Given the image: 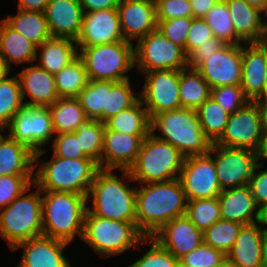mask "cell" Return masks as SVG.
Returning <instances> with one entry per match:
<instances>
[{
	"instance_id": "cell-1",
	"label": "cell",
	"mask_w": 267,
	"mask_h": 267,
	"mask_svg": "<svg viewBox=\"0 0 267 267\" xmlns=\"http://www.w3.org/2000/svg\"><path fill=\"white\" fill-rule=\"evenodd\" d=\"M136 187V226L145 237H152L172 219L186 215L187 199L179 178L136 183Z\"/></svg>"
},
{
	"instance_id": "cell-2",
	"label": "cell",
	"mask_w": 267,
	"mask_h": 267,
	"mask_svg": "<svg viewBox=\"0 0 267 267\" xmlns=\"http://www.w3.org/2000/svg\"><path fill=\"white\" fill-rule=\"evenodd\" d=\"M131 183L136 184L129 170L99 169L87 195V210L115 221L136 222L137 187Z\"/></svg>"
},
{
	"instance_id": "cell-3",
	"label": "cell",
	"mask_w": 267,
	"mask_h": 267,
	"mask_svg": "<svg viewBox=\"0 0 267 267\" xmlns=\"http://www.w3.org/2000/svg\"><path fill=\"white\" fill-rule=\"evenodd\" d=\"M49 146L34 154V184L41 191L72 192L87 196L93 183L98 163L91 158L68 159L50 153V160L43 155ZM37 168V169H36Z\"/></svg>"
},
{
	"instance_id": "cell-4",
	"label": "cell",
	"mask_w": 267,
	"mask_h": 267,
	"mask_svg": "<svg viewBox=\"0 0 267 267\" xmlns=\"http://www.w3.org/2000/svg\"><path fill=\"white\" fill-rule=\"evenodd\" d=\"M86 210L85 195L42 191L43 235L69 244L75 243L77 237H82Z\"/></svg>"
},
{
	"instance_id": "cell-5",
	"label": "cell",
	"mask_w": 267,
	"mask_h": 267,
	"mask_svg": "<svg viewBox=\"0 0 267 267\" xmlns=\"http://www.w3.org/2000/svg\"><path fill=\"white\" fill-rule=\"evenodd\" d=\"M150 133L169 142L185 157L209 153L212 142L205 136L196 110L179 108L151 118Z\"/></svg>"
},
{
	"instance_id": "cell-6",
	"label": "cell",
	"mask_w": 267,
	"mask_h": 267,
	"mask_svg": "<svg viewBox=\"0 0 267 267\" xmlns=\"http://www.w3.org/2000/svg\"><path fill=\"white\" fill-rule=\"evenodd\" d=\"M82 242L101 258L120 256L146 244V237L136 226V222L115 221L103 218L86 210L84 216Z\"/></svg>"
},
{
	"instance_id": "cell-7",
	"label": "cell",
	"mask_w": 267,
	"mask_h": 267,
	"mask_svg": "<svg viewBox=\"0 0 267 267\" xmlns=\"http://www.w3.org/2000/svg\"><path fill=\"white\" fill-rule=\"evenodd\" d=\"M42 235V191L33 183L0 209V236L11 251L19 243Z\"/></svg>"
},
{
	"instance_id": "cell-8",
	"label": "cell",
	"mask_w": 267,
	"mask_h": 267,
	"mask_svg": "<svg viewBox=\"0 0 267 267\" xmlns=\"http://www.w3.org/2000/svg\"><path fill=\"white\" fill-rule=\"evenodd\" d=\"M184 160L185 156L172 144L149 133L129 172L136 183L167 182L179 178Z\"/></svg>"
},
{
	"instance_id": "cell-9",
	"label": "cell",
	"mask_w": 267,
	"mask_h": 267,
	"mask_svg": "<svg viewBox=\"0 0 267 267\" xmlns=\"http://www.w3.org/2000/svg\"><path fill=\"white\" fill-rule=\"evenodd\" d=\"M89 80L122 81L135 70L134 43L118 41L95 46H78Z\"/></svg>"
},
{
	"instance_id": "cell-10",
	"label": "cell",
	"mask_w": 267,
	"mask_h": 267,
	"mask_svg": "<svg viewBox=\"0 0 267 267\" xmlns=\"http://www.w3.org/2000/svg\"><path fill=\"white\" fill-rule=\"evenodd\" d=\"M135 71L182 70L188 67V55L169 41L157 28L134 44Z\"/></svg>"
},
{
	"instance_id": "cell-11",
	"label": "cell",
	"mask_w": 267,
	"mask_h": 267,
	"mask_svg": "<svg viewBox=\"0 0 267 267\" xmlns=\"http://www.w3.org/2000/svg\"><path fill=\"white\" fill-rule=\"evenodd\" d=\"M3 131L34 154L45 149L55 136L48 106L24 105Z\"/></svg>"
},
{
	"instance_id": "cell-12",
	"label": "cell",
	"mask_w": 267,
	"mask_h": 267,
	"mask_svg": "<svg viewBox=\"0 0 267 267\" xmlns=\"http://www.w3.org/2000/svg\"><path fill=\"white\" fill-rule=\"evenodd\" d=\"M142 75L144 84L139 96L150 119L160 112L182 108L179 97L180 70H155Z\"/></svg>"
},
{
	"instance_id": "cell-13",
	"label": "cell",
	"mask_w": 267,
	"mask_h": 267,
	"mask_svg": "<svg viewBox=\"0 0 267 267\" xmlns=\"http://www.w3.org/2000/svg\"><path fill=\"white\" fill-rule=\"evenodd\" d=\"M213 160L221 190L249 185L258 165L255 151L215 143Z\"/></svg>"
},
{
	"instance_id": "cell-14",
	"label": "cell",
	"mask_w": 267,
	"mask_h": 267,
	"mask_svg": "<svg viewBox=\"0 0 267 267\" xmlns=\"http://www.w3.org/2000/svg\"><path fill=\"white\" fill-rule=\"evenodd\" d=\"M188 200L215 198L222 192L213 160V143L204 155L185 157L179 175Z\"/></svg>"
},
{
	"instance_id": "cell-15",
	"label": "cell",
	"mask_w": 267,
	"mask_h": 267,
	"mask_svg": "<svg viewBox=\"0 0 267 267\" xmlns=\"http://www.w3.org/2000/svg\"><path fill=\"white\" fill-rule=\"evenodd\" d=\"M261 136L257 104L250 101L246 106L230 115L223 134L215 144L256 151Z\"/></svg>"
},
{
	"instance_id": "cell-16",
	"label": "cell",
	"mask_w": 267,
	"mask_h": 267,
	"mask_svg": "<svg viewBox=\"0 0 267 267\" xmlns=\"http://www.w3.org/2000/svg\"><path fill=\"white\" fill-rule=\"evenodd\" d=\"M210 88L240 85L242 78V44H226L195 68Z\"/></svg>"
},
{
	"instance_id": "cell-17",
	"label": "cell",
	"mask_w": 267,
	"mask_h": 267,
	"mask_svg": "<svg viewBox=\"0 0 267 267\" xmlns=\"http://www.w3.org/2000/svg\"><path fill=\"white\" fill-rule=\"evenodd\" d=\"M70 245L42 235L19 243L11 251L23 250L16 267H72V261L63 253Z\"/></svg>"
},
{
	"instance_id": "cell-18",
	"label": "cell",
	"mask_w": 267,
	"mask_h": 267,
	"mask_svg": "<svg viewBox=\"0 0 267 267\" xmlns=\"http://www.w3.org/2000/svg\"><path fill=\"white\" fill-rule=\"evenodd\" d=\"M126 41L121 31L118 9L96 10L83 15L77 46H95Z\"/></svg>"
},
{
	"instance_id": "cell-19",
	"label": "cell",
	"mask_w": 267,
	"mask_h": 267,
	"mask_svg": "<svg viewBox=\"0 0 267 267\" xmlns=\"http://www.w3.org/2000/svg\"><path fill=\"white\" fill-rule=\"evenodd\" d=\"M117 9L121 31L126 41L135 44L157 29L154 0H120Z\"/></svg>"
},
{
	"instance_id": "cell-20",
	"label": "cell",
	"mask_w": 267,
	"mask_h": 267,
	"mask_svg": "<svg viewBox=\"0 0 267 267\" xmlns=\"http://www.w3.org/2000/svg\"><path fill=\"white\" fill-rule=\"evenodd\" d=\"M152 238L178 260L204 242L203 231L198 229L186 215L166 223Z\"/></svg>"
},
{
	"instance_id": "cell-21",
	"label": "cell",
	"mask_w": 267,
	"mask_h": 267,
	"mask_svg": "<svg viewBox=\"0 0 267 267\" xmlns=\"http://www.w3.org/2000/svg\"><path fill=\"white\" fill-rule=\"evenodd\" d=\"M146 136L110 131L105 127L101 169L129 170Z\"/></svg>"
},
{
	"instance_id": "cell-22",
	"label": "cell",
	"mask_w": 267,
	"mask_h": 267,
	"mask_svg": "<svg viewBox=\"0 0 267 267\" xmlns=\"http://www.w3.org/2000/svg\"><path fill=\"white\" fill-rule=\"evenodd\" d=\"M22 67V70L15 74L20 82L24 105L50 106L60 98L56 91L53 74L35 63Z\"/></svg>"
},
{
	"instance_id": "cell-23",
	"label": "cell",
	"mask_w": 267,
	"mask_h": 267,
	"mask_svg": "<svg viewBox=\"0 0 267 267\" xmlns=\"http://www.w3.org/2000/svg\"><path fill=\"white\" fill-rule=\"evenodd\" d=\"M267 67V43L242 44L241 87L250 101L263 98Z\"/></svg>"
},
{
	"instance_id": "cell-24",
	"label": "cell",
	"mask_w": 267,
	"mask_h": 267,
	"mask_svg": "<svg viewBox=\"0 0 267 267\" xmlns=\"http://www.w3.org/2000/svg\"><path fill=\"white\" fill-rule=\"evenodd\" d=\"M44 14L52 37L77 40L84 15L79 0H50Z\"/></svg>"
},
{
	"instance_id": "cell-25",
	"label": "cell",
	"mask_w": 267,
	"mask_h": 267,
	"mask_svg": "<svg viewBox=\"0 0 267 267\" xmlns=\"http://www.w3.org/2000/svg\"><path fill=\"white\" fill-rule=\"evenodd\" d=\"M217 198L221 219L243 225L256 222L258 206L249 185L224 189Z\"/></svg>"
},
{
	"instance_id": "cell-26",
	"label": "cell",
	"mask_w": 267,
	"mask_h": 267,
	"mask_svg": "<svg viewBox=\"0 0 267 267\" xmlns=\"http://www.w3.org/2000/svg\"><path fill=\"white\" fill-rule=\"evenodd\" d=\"M263 230L256 222L241 226L226 260L239 267H263L261 260Z\"/></svg>"
},
{
	"instance_id": "cell-27",
	"label": "cell",
	"mask_w": 267,
	"mask_h": 267,
	"mask_svg": "<svg viewBox=\"0 0 267 267\" xmlns=\"http://www.w3.org/2000/svg\"><path fill=\"white\" fill-rule=\"evenodd\" d=\"M236 34L245 43L264 42L263 11L243 0H224Z\"/></svg>"
},
{
	"instance_id": "cell-28",
	"label": "cell",
	"mask_w": 267,
	"mask_h": 267,
	"mask_svg": "<svg viewBox=\"0 0 267 267\" xmlns=\"http://www.w3.org/2000/svg\"><path fill=\"white\" fill-rule=\"evenodd\" d=\"M79 56L75 40L50 37L37 46L36 64L55 75Z\"/></svg>"
},
{
	"instance_id": "cell-29",
	"label": "cell",
	"mask_w": 267,
	"mask_h": 267,
	"mask_svg": "<svg viewBox=\"0 0 267 267\" xmlns=\"http://www.w3.org/2000/svg\"><path fill=\"white\" fill-rule=\"evenodd\" d=\"M37 45L0 19V56L12 68L36 62ZM28 63V64H27ZM14 64V65H13ZM13 65V66H12Z\"/></svg>"
},
{
	"instance_id": "cell-30",
	"label": "cell",
	"mask_w": 267,
	"mask_h": 267,
	"mask_svg": "<svg viewBox=\"0 0 267 267\" xmlns=\"http://www.w3.org/2000/svg\"><path fill=\"white\" fill-rule=\"evenodd\" d=\"M34 175V153L0 131V176Z\"/></svg>"
},
{
	"instance_id": "cell-31",
	"label": "cell",
	"mask_w": 267,
	"mask_h": 267,
	"mask_svg": "<svg viewBox=\"0 0 267 267\" xmlns=\"http://www.w3.org/2000/svg\"><path fill=\"white\" fill-rule=\"evenodd\" d=\"M48 108L55 134L74 133L89 120L77 97L59 98Z\"/></svg>"
},
{
	"instance_id": "cell-32",
	"label": "cell",
	"mask_w": 267,
	"mask_h": 267,
	"mask_svg": "<svg viewBox=\"0 0 267 267\" xmlns=\"http://www.w3.org/2000/svg\"><path fill=\"white\" fill-rule=\"evenodd\" d=\"M151 119L140 98L129 108L122 110L105 122L110 131L131 135H148Z\"/></svg>"
},
{
	"instance_id": "cell-33",
	"label": "cell",
	"mask_w": 267,
	"mask_h": 267,
	"mask_svg": "<svg viewBox=\"0 0 267 267\" xmlns=\"http://www.w3.org/2000/svg\"><path fill=\"white\" fill-rule=\"evenodd\" d=\"M12 29L25 36L37 46L52 37L44 12L18 10L2 18Z\"/></svg>"
},
{
	"instance_id": "cell-34",
	"label": "cell",
	"mask_w": 267,
	"mask_h": 267,
	"mask_svg": "<svg viewBox=\"0 0 267 267\" xmlns=\"http://www.w3.org/2000/svg\"><path fill=\"white\" fill-rule=\"evenodd\" d=\"M210 95V86L195 68L180 70L179 97L182 108L197 110Z\"/></svg>"
},
{
	"instance_id": "cell-35",
	"label": "cell",
	"mask_w": 267,
	"mask_h": 267,
	"mask_svg": "<svg viewBox=\"0 0 267 267\" xmlns=\"http://www.w3.org/2000/svg\"><path fill=\"white\" fill-rule=\"evenodd\" d=\"M132 79L122 81H106L105 108H102V123L124 109L131 107L139 98ZM133 83V84H132Z\"/></svg>"
},
{
	"instance_id": "cell-36",
	"label": "cell",
	"mask_w": 267,
	"mask_h": 267,
	"mask_svg": "<svg viewBox=\"0 0 267 267\" xmlns=\"http://www.w3.org/2000/svg\"><path fill=\"white\" fill-rule=\"evenodd\" d=\"M54 78L60 98L78 97L89 81L85 65L79 56L56 73Z\"/></svg>"
},
{
	"instance_id": "cell-37",
	"label": "cell",
	"mask_w": 267,
	"mask_h": 267,
	"mask_svg": "<svg viewBox=\"0 0 267 267\" xmlns=\"http://www.w3.org/2000/svg\"><path fill=\"white\" fill-rule=\"evenodd\" d=\"M212 30L213 36L225 44L240 45L245 42L236 34L229 9L224 0H220L203 18Z\"/></svg>"
},
{
	"instance_id": "cell-38",
	"label": "cell",
	"mask_w": 267,
	"mask_h": 267,
	"mask_svg": "<svg viewBox=\"0 0 267 267\" xmlns=\"http://www.w3.org/2000/svg\"><path fill=\"white\" fill-rule=\"evenodd\" d=\"M196 112L205 136L215 143L223 134L230 114L211 97Z\"/></svg>"
},
{
	"instance_id": "cell-39",
	"label": "cell",
	"mask_w": 267,
	"mask_h": 267,
	"mask_svg": "<svg viewBox=\"0 0 267 267\" xmlns=\"http://www.w3.org/2000/svg\"><path fill=\"white\" fill-rule=\"evenodd\" d=\"M105 123L99 120H87L74 134L79 138L80 149L88 157L98 163L101 169Z\"/></svg>"
},
{
	"instance_id": "cell-40",
	"label": "cell",
	"mask_w": 267,
	"mask_h": 267,
	"mask_svg": "<svg viewBox=\"0 0 267 267\" xmlns=\"http://www.w3.org/2000/svg\"><path fill=\"white\" fill-rule=\"evenodd\" d=\"M24 102L21 95V86L14 73L0 82V130L2 131L12 120L14 114L22 109Z\"/></svg>"
},
{
	"instance_id": "cell-41",
	"label": "cell",
	"mask_w": 267,
	"mask_h": 267,
	"mask_svg": "<svg viewBox=\"0 0 267 267\" xmlns=\"http://www.w3.org/2000/svg\"><path fill=\"white\" fill-rule=\"evenodd\" d=\"M242 225L235 221L219 219L203 231L204 243L226 255L234 245Z\"/></svg>"
},
{
	"instance_id": "cell-42",
	"label": "cell",
	"mask_w": 267,
	"mask_h": 267,
	"mask_svg": "<svg viewBox=\"0 0 267 267\" xmlns=\"http://www.w3.org/2000/svg\"><path fill=\"white\" fill-rule=\"evenodd\" d=\"M186 216L198 229L205 231L221 219L218 198L188 200Z\"/></svg>"
},
{
	"instance_id": "cell-43",
	"label": "cell",
	"mask_w": 267,
	"mask_h": 267,
	"mask_svg": "<svg viewBox=\"0 0 267 267\" xmlns=\"http://www.w3.org/2000/svg\"><path fill=\"white\" fill-rule=\"evenodd\" d=\"M88 119L102 122V108H105L106 81L89 80L77 97Z\"/></svg>"
},
{
	"instance_id": "cell-44",
	"label": "cell",
	"mask_w": 267,
	"mask_h": 267,
	"mask_svg": "<svg viewBox=\"0 0 267 267\" xmlns=\"http://www.w3.org/2000/svg\"><path fill=\"white\" fill-rule=\"evenodd\" d=\"M148 247L143 255L125 267H179V260L163 248L154 238L146 237Z\"/></svg>"
},
{
	"instance_id": "cell-45",
	"label": "cell",
	"mask_w": 267,
	"mask_h": 267,
	"mask_svg": "<svg viewBox=\"0 0 267 267\" xmlns=\"http://www.w3.org/2000/svg\"><path fill=\"white\" fill-rule=\"evenodd\" d=\"M225 261L226 255L223 252L203 242L179 259V267H219Z\"/></svg>"
},
{
	"instance_id": "cell-46",
	"label": "cell",
	"mask_w": 267,
	"mask_h": 267,
	"mask_svg": "<svg viewBox=\"0 0 267 267\" xmlns=\"http://www.w3.org/2000/svg\"><path fill=\"white\" fill-rule=\"evenodd\" d=\"M210 97L230 115L250 102L241 85L214 87L211 89Z\"/></svg>"
},
{
	"instance_id": "cell-47",
	"label": "cell",
	"mask_w": 267,
	"mask_h": 267,
	"mask_svg": "<svg viewBox=\"0 0 267 267\" xmlns=\"http://www.w3.org/2000/svg\"><path fill=\"white\" fill-rule=\"evenodd\" d=\"M34 183V175L0 176V209L7 207Z\"/></svg>"
},
{
	"instance_id": "cell-48",
	"label": "cell",
	"mask_w": 267,
	"mask_h": 267,
	"mask_svg": "<svg viewBox=\"0 0 267 267\" xmlns=\"http://www.w3.org/2000/svg\"><path fill=\"white\" fill-rule=\"evenodd\" d=\"M194 18L181 17L159 21L157 28L169 40L185 50V43L189 28Z\"/></svg>"
},
{
	"instance_id": "cell-49",
	"label": "cell",
	"mask_w": 267,
	"mask_h": 267,
	"mask_svg": "<svg viewBox=\"0 0 267 267\" xmlns=\"http://www.w3.org/2000/svg\"><path fill=\"white\" fill-rule=\"evenodd\" d=\"M52 154L68 159L88 158L80 149L79 138L74 133L55 134L52 142Z\"/></svg>"
},
{
	"instance_id": "cell-50",
	"label": "cell",
	"mask_w": 267,
	"mask_h": 267,
	"mask_svg": "<svg viewBox=\"0 0 267 267\" xmlns=\"http://www.w3.org/2000/svg\"><path fill=\"white\" fill-rule=\"evenodd\" d=\"M155 5L157 23L181 17L192 18L190 0H155Z\"/></svg>"
},
{
	"instance_id": "cell-51",
	"label": "cell",
	"mask_w": 267,
	"mask_h": 267,
	"mask_svg": "<svg viewBox=\"0 0 267 267\" xmlns=\"http://www.w3.org/2000/svg\"><path fill=\"white\" fill-rule=\"evenodd\" d=\"M212 37L214 36L207 22L203 18H194L186 38V54L188 55L194 48L206 43Z\"/></svg>"
},
{
	"instance_id": "cell-52",
	"label": "cell",
	"mask_w": 267,
	"mask_h": 267,
	"mask_svg": "<svg viewBox=\"0 0 267 267\" xmlns=\"http://www.w3.org/2000/svg\"><path fill=\"white\" fill-rule=\"evenodd\" d=\"M249 187L258 207L267 203V167L256 166Z\"/></svg>"
},
{
	"instance_id": "cell-53",
	"label": "cell",
	"mask_w": 267,
	"mask_h": 267,
	"mask_svg": "<svg viewBox=\"0 0 267 267\" xmlns=\"http://www.w3.org/2000/svg\"><path fill=\"white\" fill-rule=\"evenodd\" d=\"M226 44L217 39L216 37L209 38L206 43L200 44V46L194 48L188 54V67L196 68L206 56H210L220 49H222Z\"/></svg>"
},
{
	"instance_id": "cell-54",
	"label": "cell",
	"mask_w": 267,
	"mask_h": 267,
	"mask_svg": "<svg viewBox=\"0 0 267 267\" xmlns=\"http://www.w3.org/2000/svg\"><path fill=\"white\" fill-rule=\"evenodd\" d=\"M84 11L93 12L96 10L117 9L120 0H79Z\"/></svg>"
},
{
	"instance_id": "cell-55",
	"label": "cell",
	"mask_w": 267,
	"mask_h": 267,
	"mask_svg": "<svg viewBox=\"0 0 267 267\" xmlns=\"http://www.w3.org/2000/svg\"><path fill=\"white\" fill-rule=\"evenodd\" d=\"M220 0H190L192 18H204Z\"/></svg>"
},
{
	"instance_id": "cell-56",
	"label": "cell",
	"mask_w": 267,
	"mask_h": 267,
	"mask_svg": "<svg viewBox=\"0 0 267 267\" xmlns=\"http://www.w3.org/2000/svg\"><path fill=\"white\" fill-rule=\"evenodd\" d=\"M50 0H19L18 10L44 12Z\"/></svg>"
},
{
	"instance_id": "cell-57",
	"label": "cell",
	"mask_w": 267,
	"mask_h": 267,
	"mask_svg": "<svg viewBox=\"0 0 267 267\" xmlns=\"http://www.w3.org/2000/svg\"><path fill=\"white\" fill-rule=\"evenodd\" d=\"M255 152H256L258 165L266 167L267 165V133H262L259 146Z\"/></svg>"
},
{
	"instance_id": "cell-58",
	"label": "cell",
	"mask_w": 267,
	"mask_h": 267,
	"mask_svg": "<svg viewBox=\"0 0 267 267\" xmlns=\"http://www.w3.org/2000/svg\"><path fill=\"white\" fill-rule=\"evenodd\" d=\"M254 102L260 114L261 131L267 133V98H258Z\"/></svg>"
},
{
	"instance_id": "cell-59",
	"label": "cell",
	"mask_w": 267,
	"mask_h": 267,
	"mask_svg": "<svg viewBox=\"0 0 267 267\" xmlns=\"http://www.w3.org/2000/svg\"><path fill=\"white\" fill-rule=\"evenodd\" d=\"M256 223L263 231H267V203L258 207Z\"/></svg>"
},
{
	"instance_id": "cell-60",
	"label": "cell",
	"mask_w": 267,
	"mask_h": 267,
	"mask_svg": "<svg viewBox=\"0 0 267 267\" xmlns=\"http://www.w3.org/2000/svg\"><path fill=\"white\" fill-rule=\"evenodd\" d=\"M12 69L6 61L0 56V82L6 80L12 75Z\"/></svg>"
},
{
	"instance_id": "cell-61",
	"label": "cell",
	"mask_w": 267,
	"mask_h": 267,
	"mask_svg": "<svg viewBox=\"0 0 267 267\" xmlns=\"http://www.w3.org/2000/svg\"><path fill=\"white\" fill-rule=\"evenodd\" d=\"M261 260H262V266L267 267V231H263Z\"/></svg>"
},
{
	"instance_id": "cell-62",
	"label": "cell",
	"mask_w": 267,
	"mask_h": 267,
	"mask_svg": "<svg viewBox=\"0 0 267 267\" xmlns=\"http://www.w3.org/2000/svg\"><path fill=\"white\" fill-rule=\"evenodd\" d=\"M243 1L250 4L253 7L258 8L263 12L267 9V0H243Z\"/></svg>"
},
{
	"instance_id": "cell-63",
	"label": "cell",
	"mask_w": 267,
	"mask_h": 267,
	"mask_svg": "<svg viewBox=\"0 0 267 267\" xmlns=\"http://www.w3.org/2000/svg\"><path fill=\"white\" fill-rule=\"evenodd\" d=\"M264 42L267 43V9L263 12Z\"/></svg>"
},
{
	"instance_id": "cell-64",
	"label": "cell",
	"mask_w": 267,
	"mask_h": 267,
	"mask_svg": "<svg viewBox=\"0 0 267 267\" xmlns=\"http://www.w3.org/2000/svg\"><path fill=\"white\" fill-rule=\"evenodd\" d=\"M265 83H264V91H263V98H267V67L265 71Z\"/></svg>"
},
{
	"instance_id": "cell-65",
	"label": "cell",
	"mask_w": 267,
	"mask_h": 267,
	"mask_svg": "<svg viewBox=\"0 0 267 267\" xmlns=\"http://www.w3.org/2000/svg\"><path fill=\"white\" fill-rule=\"evenodd\" d=\"M219 267H239V266H237V265H235V264H232V263H230L229 261H225L222 265H220Z\"/></svg>"
}]
</instances>
